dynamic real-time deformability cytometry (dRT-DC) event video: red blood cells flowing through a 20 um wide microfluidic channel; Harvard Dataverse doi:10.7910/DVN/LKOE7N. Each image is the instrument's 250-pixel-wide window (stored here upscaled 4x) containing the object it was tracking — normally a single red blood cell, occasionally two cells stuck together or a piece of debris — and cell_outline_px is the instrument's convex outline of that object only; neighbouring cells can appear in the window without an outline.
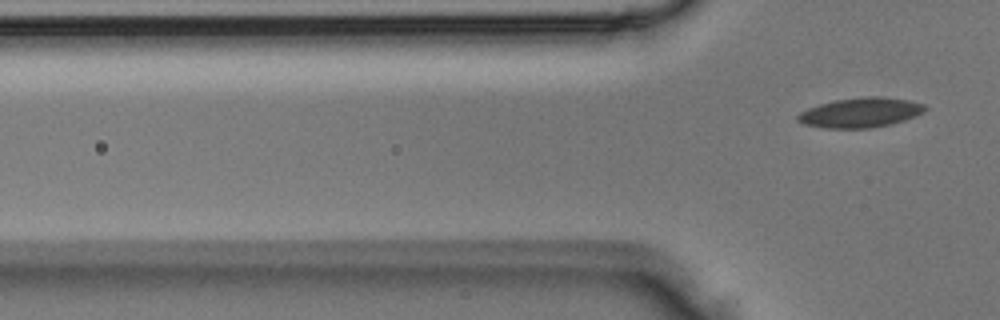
{"species": "Egyptian fruit bat (a non-hibernating species)", "species_latin": "Rousettus aegyptiacus", "temperature_condition": "room temperature", "stored_images_in_passage": 6, "camera_frame_rate_fps": 3000, "um_per_image_px": 0.085, "animal": {"sex": "male"}, "frame": {"image": 1, "passage_image": 6, "time_ms": 1.667, "image_size_px": [1000, 320], "cell_outline_px": [[928, 108], [924, 112], [916, 116], [892, 124], [872, 128], [824, 128], [804, 124], [796, 120], [796, 116], [800, 112], [808, 108], [820, 104], [836, 100], [868, 96], [880, 96], [908, 100], [924, 104]], "centroid_in_image_um": [73.16, 9.57], "position_along_channel_um": 52.6, "area_um2": 22.14}}